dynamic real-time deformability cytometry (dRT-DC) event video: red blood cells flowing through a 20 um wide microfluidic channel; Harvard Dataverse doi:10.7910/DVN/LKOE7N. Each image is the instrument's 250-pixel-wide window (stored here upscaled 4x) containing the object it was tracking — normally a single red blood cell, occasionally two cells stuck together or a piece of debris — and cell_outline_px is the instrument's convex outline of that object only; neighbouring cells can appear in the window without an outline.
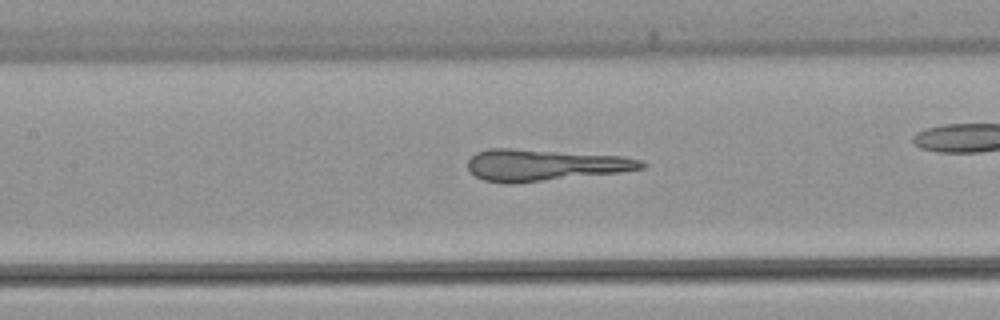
{"species": "common noctule bat (a hibernating species)", "species_latin": "Nyctalus noctula", "temperature_condition": "warm", "stored_images_in_passage": 54, "camera_frame_rate_fps": 3000, "um_per_image_px": 0.085, "animal": {"sex": "female", "body_mass_g": 22.7, "forearm_length_mm": 54.2}, "frame": {"image": 1, "passage_image": 24, "time_ms": 7.667, "image_size_px": [1000, 320], "cell_outline_px": [[648, 164], [644, 168], [620, 172], [516, 184], [504, 184], [484, 180], [476, 176], [468, 168], [468, 160], [476, 152], [488, 148], [508, 148], [624, 156], [640, 160]], "centroid_in_image_um": [46.27, 14.04], "position_along_channel_um": 161.1, "area_um2": 32.08}}